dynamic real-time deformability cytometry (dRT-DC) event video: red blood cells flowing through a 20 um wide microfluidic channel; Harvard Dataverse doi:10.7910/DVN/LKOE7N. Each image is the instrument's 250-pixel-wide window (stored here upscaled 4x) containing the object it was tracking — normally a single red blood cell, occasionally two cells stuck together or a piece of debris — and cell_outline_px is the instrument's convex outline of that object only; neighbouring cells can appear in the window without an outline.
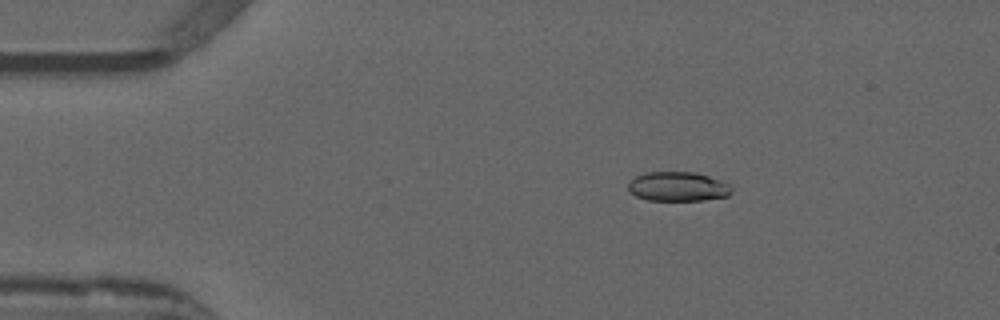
{"species": "common noctule bat (a hibernating species)", "species_latin": "Nyctalus noctula", "temperature_condition": "warm", "stored_images_in_passage": 13, "camera_frame_rate_fps": 3000, "um_per_image_px": 0.085, "animal": {"sex": "male", "forearm_length_mm": 52.5}, "frame": {"image": 1, "passage_image": 9, "time_ms": 2.667, "image_size_px": [1000, 320], "cell_outline_px": [[732, 192], [728, 196], [700, 200], [648, 200], [636, 196], [628, 192], [628, 180], [636, 176], [648, 172], [696, 172], [708, 176], [728, 184], [732, 188]], "centroid_in_image_um": [57.57, 15.85], "position_along_channel_um": 27.4, "area_um2": 17.69}}